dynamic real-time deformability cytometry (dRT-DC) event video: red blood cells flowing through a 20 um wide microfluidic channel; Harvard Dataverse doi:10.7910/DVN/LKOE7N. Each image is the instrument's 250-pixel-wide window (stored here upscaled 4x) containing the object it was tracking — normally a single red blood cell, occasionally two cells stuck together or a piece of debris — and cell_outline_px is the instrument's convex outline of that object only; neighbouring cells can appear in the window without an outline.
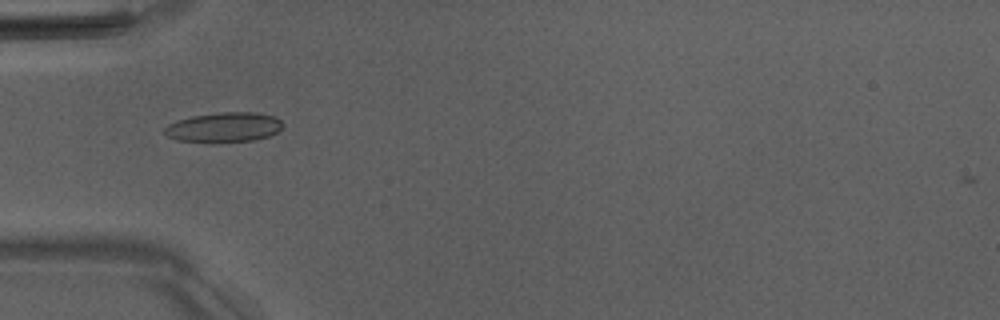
{"species": "Egyptian fruit bat (a non-hibernating species)", "species_latin": "Rousettus aegyptiacus", "temperature_condition": "room temperature", "stored_images_in_passage": 52, "camera_frame_rate_fps": 3000, "um_per_image_px": 0.085, "animal": {"sex": "male"}, "frame": {"image": 1, "passage_image": 17, "time_ms": 5.333, "image_size_px": [1000, 320], "cell_outline_px": [[280, 128], [276, 132], [268, 136], [252, 140], [176, 140], [168, 136], [164, 132], [164, 128], [168, 124], [176, 120], [192, 116], [216, 112], [256, 112], [276, 116], [280, 120]], "centroid_in_image_um": [19.02, 10.77], "position_along_channel_um": 66.0, "area_um2": 19.83}}
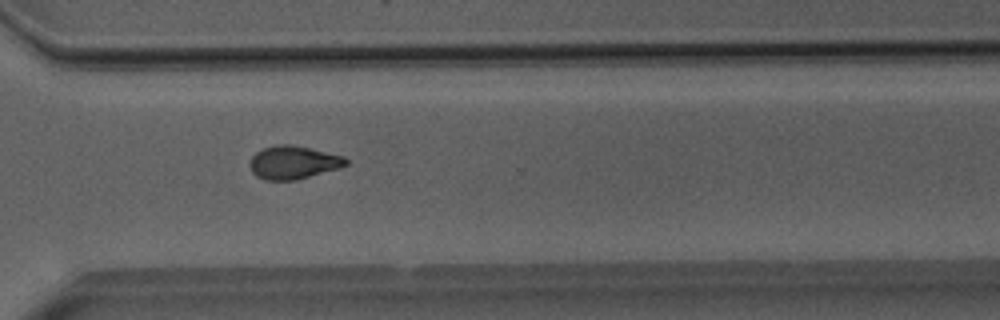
{"frame": {"image": 2, "passage_image": 38, "time_ms": 12.333, "image_size_px": [1000, 320], "cell_outline_px": [[348, 164], [340, 168], [296, 180], [264, 180], [256, 176], [252, 172], [248, 164], [252, 156], [256, 152], [264, 148], [276, 144], [288, 144], [308, 148], [344, 156], [348, 160]], "centroid_in_image_um": [24.91, 13.82], "position_along_channel_um": 345.7, "area_um2": 18.61}}
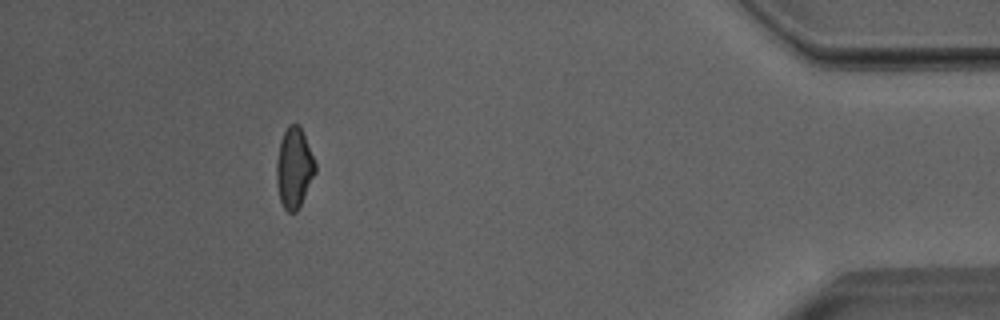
{"frame": {"image": 3, "passage_image": 47, "time_ms": 15.333, "image_size_px": [1000, 320], "cell_outline_px": [[316, 172], [300, 208], [296, 212], [288, 212], [284, 208], [280, 200], [276, 180], [276, 160], [280, 140], [288, 124], [296, 124], [300, 128], [304, 136], [316, 164]], "centroid_in_image_um": [24.99, 14.31], "position_along_channel_um": 410.2, "area_um2": 18.15}, "authors_computed_cell_mechanics": {"area_um2": 18.6116, "velocity_mm_per_s": 4.0171, "shape_relaxation_time_tau1_ms": null, "shape_relaxation_time_tau2_ms": 2.411, "deformation_change_tau1": null, "deformation_change_tau2": 0.0913}}